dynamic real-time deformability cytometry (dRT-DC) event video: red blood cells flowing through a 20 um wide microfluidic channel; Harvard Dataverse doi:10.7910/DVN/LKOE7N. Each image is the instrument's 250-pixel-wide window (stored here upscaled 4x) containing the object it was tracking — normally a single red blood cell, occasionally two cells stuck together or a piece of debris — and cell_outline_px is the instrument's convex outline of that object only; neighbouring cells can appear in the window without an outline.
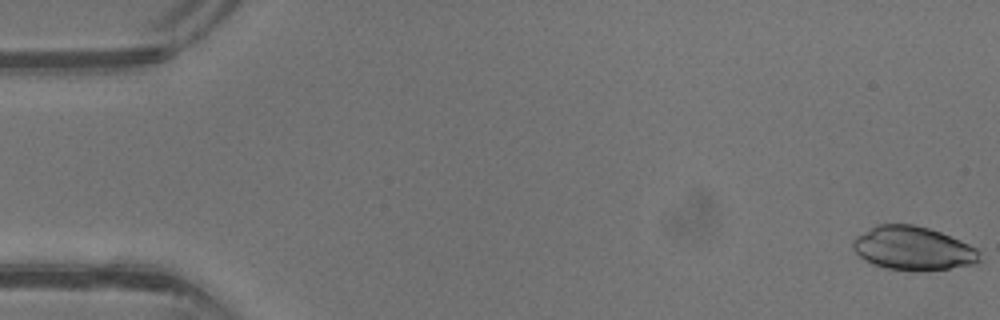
{"species": "common noctule bat (a hibernating species)", "species_latin": "Nyctalus noctula", "temperature_condition": "warm", "stored_images_in_passage": 42, "camera_frame_rate_fps": 3000, "um_per_image_px": 0.085, "animal": {"sex": "male", "body_mass_g": 13.3}, "frame": {"image": 1, "passage_image": 1, "time_ms": 0.0, "image_size_px": [1000, 320], "cell_outline_px": [[980, 260], [972, 264], [948, 268], [884, 268], [872, 264], [864, 260], [852, 248], [852, 240], [856, 236], [876, 224], [912, 224], [928, 228], [940, 232], [960, 240], [976, 248], [980, 252]], "centroid_in_image_um": [77.56, 21.06], "position_along_channel_um": 7.4, "area_um2": 31.44}}
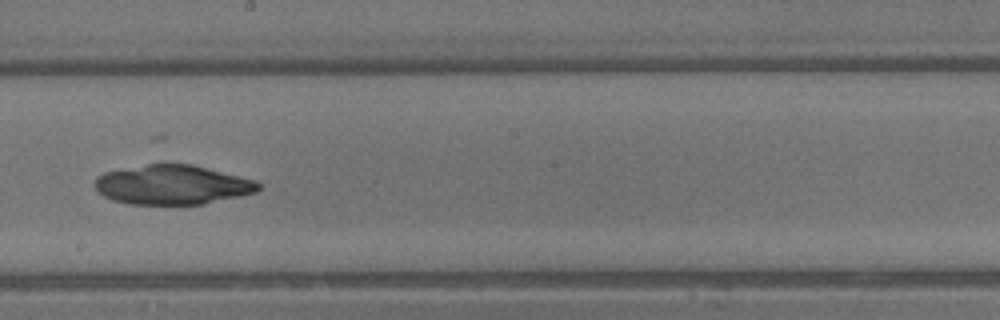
{"frame": {"image": 2, "passage_image": 24, "time_ms": 7.667, "image_size_px": [1000, 320], "cell_outline_px": [[264, 188], [256, 192], [240, 196], [204, 204], [128, 204], [112, 200], [96, 192], [96, 176], [104, 172], [148, 164], [192, 164], [256, 180]], "centroid_in_image_um": [14.67, 15.71], "position_along_channel_um": 233.5, "area_um2": 37.69}}
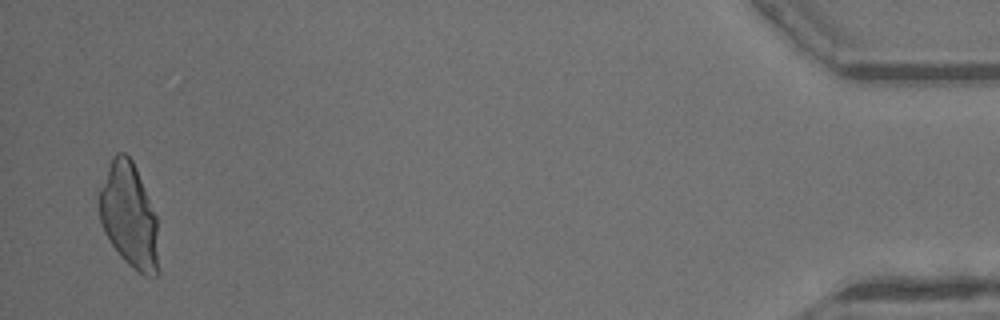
{"frame": {"image": 3, "passage_image": 41, "time_ms": 13.333, "image_size_px": [1000, 320], "cell_outline_px": [[160, 276], [144, 276], [132, 268], [120, 256], [104, 232], [100, 220], [100, 188], [112, 156], [116, 152], [124, 152], [132, 160], [136, 168], [156, 216], [160, 272]], "centroid_in_image_um": [11.0, 18.39], "position_along_channel_um": 424.2, "area_um2": 36.24}}